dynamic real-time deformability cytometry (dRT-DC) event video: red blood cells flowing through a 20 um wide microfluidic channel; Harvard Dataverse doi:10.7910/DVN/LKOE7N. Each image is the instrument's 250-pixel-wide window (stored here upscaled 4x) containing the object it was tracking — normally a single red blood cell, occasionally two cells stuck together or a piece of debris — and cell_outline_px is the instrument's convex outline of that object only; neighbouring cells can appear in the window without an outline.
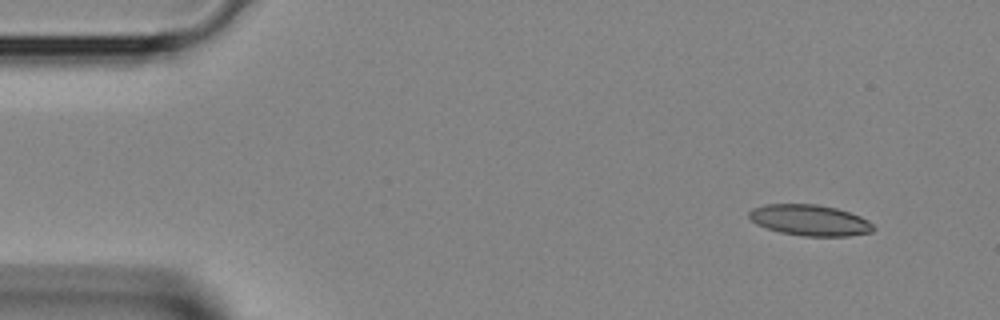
{"species": "Egyptian fruit bat (a non-hibernating species)", "species_latin": "Rousettus aegyptiacus", "temperature_condition": "room temperature", "stored_images_in_passage": 3, "camera_frame_rate_fps": 3000, "um_per_image_px": 0.085, "animal": {"sex": "female"}, "frame": {"image": 1, "passage_image": 1, "time_ms": 0.0, "image_size_px": [1000, 320], "cell_outline_px": [[876, 228], [872, 232], [848, 236], [804, 236], [780, 232], [756, 224], [748, 216], [748, 212], [752, 208], [764, 204], [816, 204], [836, 208], [860, 216], [868, 220]], "centroid_in_image_um": [68.83, 18.71], "position_along_channel_um": 16.2, "area_um2": 22.43}}